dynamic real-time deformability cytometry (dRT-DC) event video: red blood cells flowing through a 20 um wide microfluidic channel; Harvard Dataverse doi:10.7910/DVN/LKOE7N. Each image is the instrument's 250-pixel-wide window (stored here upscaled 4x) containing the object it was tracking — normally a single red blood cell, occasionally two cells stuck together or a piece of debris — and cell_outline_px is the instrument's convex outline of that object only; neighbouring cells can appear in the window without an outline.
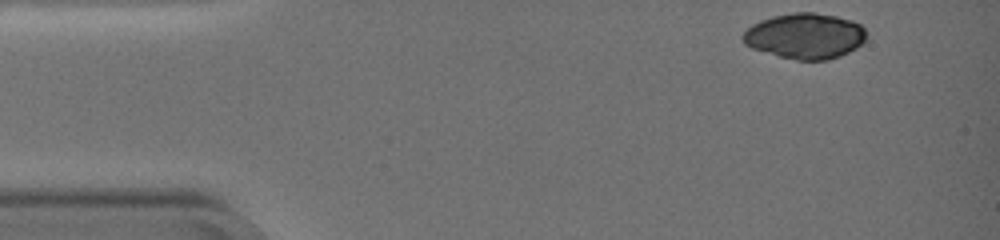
{"species": "common noctule bat (a hibernating species)", "species_latin": "Nyctalus noctula", "temperature_condition": "warm", "stored_images_in_passage": 6, "camera_frame_rate_fps": 3000, "um_per_image_px": 0.085, "animal": {"sex": "female", "body_mass_g": 19.0, "forearm_length_mm": 51.5}, "frame": {"image": 1, "passage_image": 1, "time_ms": 0.0, "image_size_px": [1000, 240], "cell_outline_px": [[864, 40], [856, 48], [840, 56], [828, 60], [796, 60], [780, 56], [752, 48], [744, 44], [740, 36], [752, 24], [760, 20], [772, 16], [792, 12], [816, 12], [836, 16], [852, 20], [860, 24], [864, 28]], "centroid_in_image_um": [68.4, 3.05], "position_along_channel_um": 16.6, "area_um2": 32.83}}